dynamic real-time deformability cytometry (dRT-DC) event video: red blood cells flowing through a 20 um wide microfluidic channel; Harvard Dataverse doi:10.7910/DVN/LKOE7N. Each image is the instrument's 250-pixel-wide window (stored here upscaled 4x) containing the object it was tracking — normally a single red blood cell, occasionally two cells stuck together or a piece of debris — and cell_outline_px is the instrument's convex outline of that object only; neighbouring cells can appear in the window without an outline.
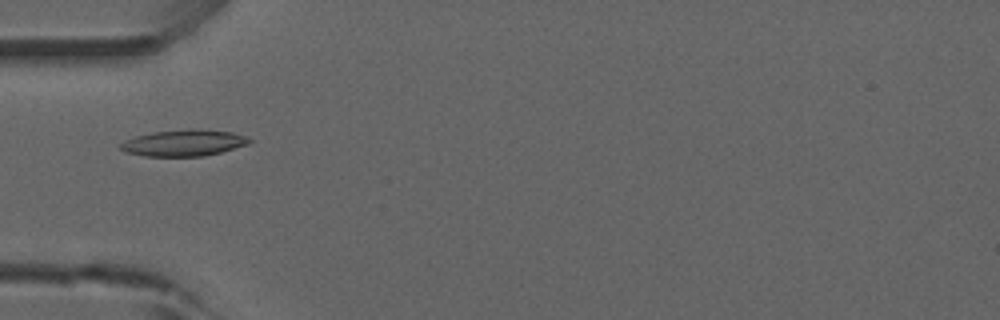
{"species": "common noctule bat (a hibernating species)", "species_latin": "Nyctalus noctula", "temperature_condition": "room temperature", "stored_images_in_passage": 36, "camera_frame_rate_fps": 3000, "um_per_image_px": 0.085, "animal": {"sex": "male", "forearm_length_mm": 52.5}, "frame": {"image": 1, "passage_image": 1, "time_ms": 0.0, "image_size_px": [1000, 320], "cell_outline_px": [[252, 140], [248, 144], [220, 152], [204, 156], [144, 156], [128, 152], [120, 148], [120, 144], [136, 136], [152, 132], [188, 128], [192, 128], [232, 132], [244, 136]], "centroid_in_image_um": [15.64, 12.14], "position_along_channel_um": 69.4, "area_um2": 19.59}}
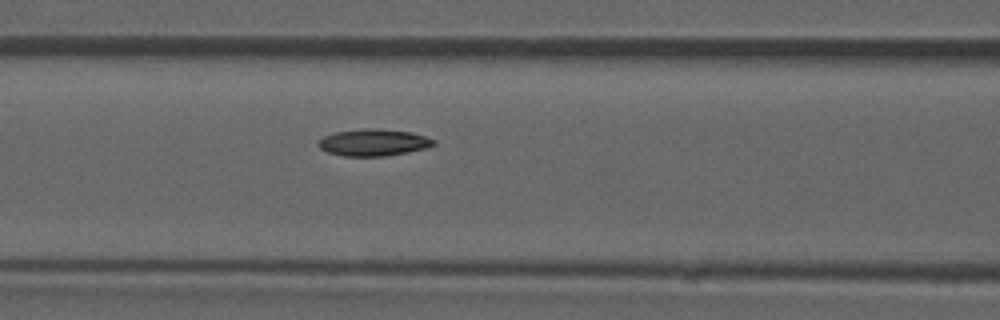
{"frame": {"image": 2, "passage_image": 6, "time_ms": 1.667, "image_size_px": [1000, 320], "cell_outline_px": [[436, 144], [428, 148], [408, 152], [384, 156], [344, 156], [328, 152], [320, 148], [316, 144], [324, 136], [336, 132], [364, 128], [372, 128], [412, 132], [436, 140]], "centroid_in_image_um": [31.77, 12.11], "position_along_channel_um": 134.8, "area_um2": 18.03}}